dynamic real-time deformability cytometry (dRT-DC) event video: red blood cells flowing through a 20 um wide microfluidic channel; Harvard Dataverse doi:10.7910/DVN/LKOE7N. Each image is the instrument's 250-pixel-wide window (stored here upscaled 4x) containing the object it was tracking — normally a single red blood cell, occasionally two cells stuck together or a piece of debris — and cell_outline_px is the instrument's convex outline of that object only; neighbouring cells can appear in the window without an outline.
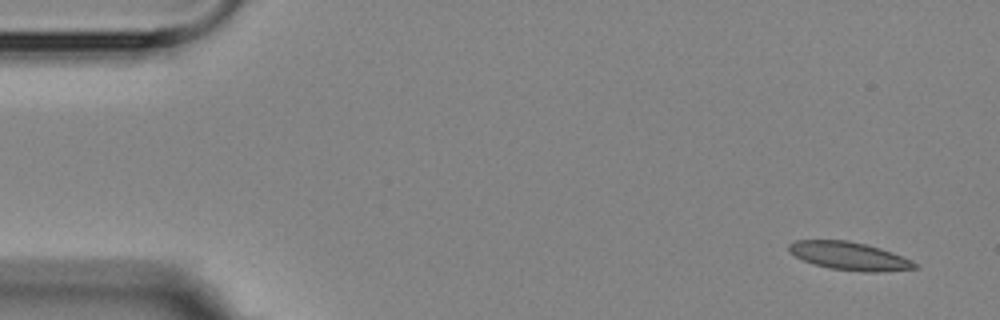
{"species": "Egyptian fruit bat (a non-hibernating species)", "species_latin": "Rousettus aegyptiacus", "temperature_condition": "room temperature", "stored_images_in_passage": 6, "camera_frame_rate_fps": 3000, "um_per_image_px": 0.085, "animal": {"sex": "female"}, "frame": {"image": 1, "passage_image": 1, "time_ms": 0.0, "image_size_px": [1000, 320], "cell_outline_px": [[920, 268], [884, 272], [864, 272], [828, 268], [804, 260], [788, 252], [788, 244], [796, 240], [848, 240], [880, 248], [912, 260]], "centroid_in_image_um": [72.2, 21.77], "position_along_channel_um": 12.8, "area_um2": 20.58}}
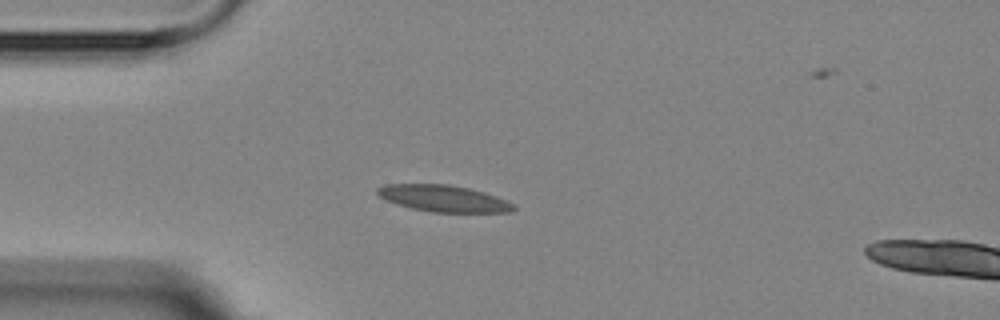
{"frame": {"image": 2, "passage_image": 4, "time_ms": 3.667, "image_size_px": [1000, 320], "cell_outline_px": [[516, 208], [512, 212], [432, 212], [412, 208], [396, 204], [384, 200], [376, 192], [376, 188], [388, 184], [448, 184], [468, 188], [484, 192], [496, 196], [512, 204]], "centroid_in_image_um": [37.66, 16.87], "position_along_channel_um": 47.3, "area_um2": 20.98}}
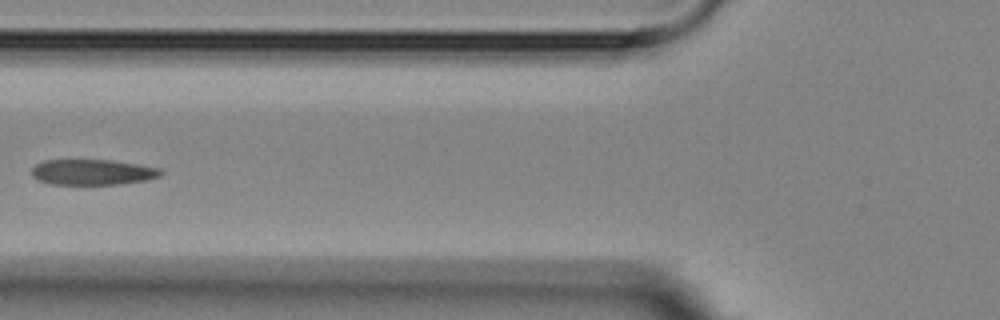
{"frame": {"image": 3, "passage_image": 6, "time_ms": 6.0, "image_size_px": [1000, 320], "cell_outline_px": [[164, 172], [160, 176], [144, 180], [120, 184], [52, 184], [40, 180], [32, 176], [32, 168], [36, 164], [44, 160], [112, 160], [140, 164], [160, 168]], "centroid_in_image_um": [7.89, 14.62], "position_along_channel_um": 117.9, "area_um2": 19.19}}